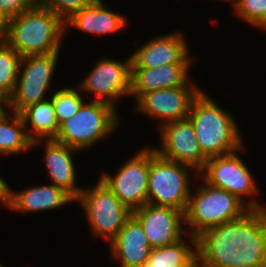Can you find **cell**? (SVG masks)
<instances>
[{
    "label": "cell",
    "instance_id": "277c9868",
    "mask_svg": "<svg viewBox=\"0 0 266 267\" xmlns=\"http://www.w3.org/2000/svg\"><path fill=\"white\" fill-rule=\"evenodd\" d=\"M205 185L190 194L184 213L185 224L189 225L187 232L193 247H197L196 237L203 231L215 226L241 218L250 209L234 194L212 186L204 180Z\"/></svg>",
    "mask_w": 266,
    "mask_h": 267
},
{
    "label": "cell",
    "instance_id": "f546056e",
    "mask_svg": "<svg viewBox=\"0 0 266 267\" xmlns=\"http://www.w3.org/2000/svg\"><path fill=\"white\" fill-rule=\"evenodd\" d=\"M7 105V100L0 94V116L5 112V107Z\"/></svg>",
    "mask_w": 266,
    "mask_h": 267
},
{
    "label": "cell",
    "instance_id": "cb8c5ba5",
    "mask_svg": "<svg viewBox=\"0 0 266 267\" xmlns=\"http://www.w3.org/2000/svg\"><path fill=\"white\" fill-rule=\"evenodd\" d=\"M21 55L0 36V94L8 100L18 78Z\"/></svg>",
    "mask_w": 266,
    "mask_h": 267
},
{
    "label": "cell",
    "instance_id": "7a4b0ae2",
    "mask_svg": "<svg viewBox=\"0 0 266 267\" xmlns=\"http://www.w3.org/2000/svg\"><path fill=\"white\" fill-rule=\"evenodd\" d=\"M65 22L51 10L33 4L27 11L6 21L1 37L21 57L59 52Z\"/></svg>",
    "mask_w": 266,
    "mask_h": 267
},
{
    "label": "cell",
    "instance_id": "5b68a950",
    "mask_svg": "<svg viewBox=\"0 0 266 267\" xmlns=\"http://www.w3.org/2000/svg\"><path fill=\"white\" fill-rule=\"evenodd\" d=\"M115 109L100 101L83 103L75 115L59 125L54 141L79 151L92 147L115 131L119 123Z\"/></svg>",
    "mask_w": 266,
    "mask_h": 267
},
{
    "label": "cell",
    "instance_id": "4fadbf2b",
    "mask_svg": "<svg viewBox=\"0 0 266 267\" xmlns=\"http://www.w3.org/2000/svg\"><path fill=\"white\" fill-rule=\"evenodd\" d=\"M201 91L194 85L148 91L136 99L138 106L135 109L164 125L188 118L192 103Z\"/></svg>",
    "mask_w": 266,
    "mask_h": 267
},
{
    "label": "cell",
    "instance_id": "9c48e42d",
    "mask_svg": "<svg viewBox=\"0 0 266 267\" xmlns=\"http://www.w3.org/2000/svg\"><path fill=\"white\" fill-rule=\"evenodd\" d=\"M236 151L220 155L217 157L208 158L204 169L200 175L208 184L221 188L234 194L240 201L243 196H248L246 206L249 209H265L258 204L253 198L257 194V187L253 180L251 172L246 164L239 158ZM256 193V194H255Z\"/></svg>",
    "mask_w": 266,
    "mask_h": 267
},
{
    "label": "cell",
    "instance_id": "d4e9b609",
    "mask_svg": "<svg viewBox=\"0 0 266 267\" xmlns=\"http://www.w3.org/2000/svg\"><path fill=\"white\" fill-rule=\"evenodd\" d=\"M51 99L59 125L75 115L84 103L80 92L69 87L57 90Z\"/></svg>",
    "mask_w": 266,
    "mask_h": 267
},
{
    "label": "cell",
    "instance_id": "30bf717a",
    "mask_svg": "<svg viewBox=\"0 0 266 267\" xmlns=\"http://www.w3.org/2000/svg\"><path fill=\"white\" fill-rule=\"evenodd\" d=\"M150 147H146L122 164L117 174L102 173L99 178L132 212L148 203Z\"/></svg>",
    "mask_w": 266,
    "mask_h": 267
},
{
    "label": "cell",
    "instance_id": "e0dca14e",
    "mask_svg": "<svg viewBox=\"0 0 266 267\" xmlns=\"http://www.w3.org/2000/svg\"><path fill=\"white\" fill-rule=\"evenodd\" d=\"M191 64H165L156 68H131L130 95L139 98L142 94L158 89L190 86Z\"/></svg>",
    "mask_w": 266,
    "mask_h": 267
},
{
    "label": "cell",
    "instance_id": "8992f818",
    "mask_svg": "<svg viewBox=\"0 0 266 267\" xmlns=\"http://www.w3.org/2000/svg\"><path fill=\"white\" fill-rule=\"evenodd\" d=\"M188 165L161 157L150 148L148 203L168 206L185 213L190 194Z\"/></svg>",
    "mask_w": 266,
    "mask_h": 267
},
{
    "label": "cell",
    "instance_id": "484cf974",
    "mask_svg": "<svg viewBox=\"0 0 266 267\" xmlns=\"http://www.w3.org/2000/svg\"><path fill=\"white\" fill-rule=\"evenodd\" d=\"M234 9L251 25L266 29V0H239Z\"/></svg>",
    "mask_w": 266,
    "mask_h": 267
},
{
    "label": "cell",
    "instance_id": "ac0fdd59",
    "mask_svg": "<svg viewBox=\"0 0 266 267\" xmlns=\"http://www.w3.org/2000/svg\"><path fill=\"white\" fill-rule=\"evenodd\" d=\"M45 142L44 159L52 184L63 189L76 201L83 189L75 186L76 171L71 154L79 150L54 140Z\"/></svg>",
    "mask_w": 266,
    "mask_h": 267
},
{
    "label": "cell",
    "instance_id": "7402d4cb",
    "mask_svg": "<svg viewBox=\"0 0 266 267\" xmlns=\"http://www.w3.org/2000/svg\"><path fill=\"white\" fill-rule=\"evenodd\" d=\"M7 112L0 116V155L17 154L32 147L33 135L27 133L23 119L19 113L12 117Z\"/></svg>",
    "mask_w": 266,
    "mask_h": 267
},
{
    "label": "cell",
    "instance_id": "83f0119b",
    "mask_svg": "<svg viewBox=\"0 0 266 267\" xmlns=\"http://www.w3.org/2000/svg\"><path fill=\"white\" fill-rule=\"evenodd\" d=\"M35 0H0V15L7 21L27 11Z\"/></svg>",
    "mask_w": 266,
    "mask_h": 267
},
{
    "label": "cell",
    "instance_id": "44dd1931",
    "mask_svg": "<svg viewBox=\"0 0 266 267\" xmlns=\"http://www.w3.org/2000/svg\"><path fill=\"white\" fill-rule=\"evenodd\" d=\"M19 114L23 119L25 127H28L27 123H30L31 130L32 132L34 131L32 147L40 144L43 137L45 140L55 139L59 130V124L51 98L32 104Z\"/></svg>",
    "mask_w": 266,
    "mask_h": 267
},
{
    "label": "cell",
    "instance_id": "52a82bcc",
    "mask_svg": "<svg viewBox=\"0 0 266 267\" xmlns=\"http://www.w3.org/2000/svg\"><path fill=\"white\" fill-rule=\"evenodd\" d=\"M82 189L76 200L81 203L84 213L86 212L92 234L105 237L111 242L133 212L100 179L91 190Z\"/></svg>",
    "mask_w": 266,
    "mask_h": 267
},
{
    "label": "cell",
    "instance_id": "3957f363",
    "mask_svg": "<svg viewBox=\"0 0 266 267\" xmlns=\"http://www.w3.org/2000/svg\"><path fill=\"white\" fill-rule=\"evenodd\" d=\"M229 113L201 91L194 99L188 118L191 120L197 143L208 159L244 149L240 131Z\"/></svg>",
    "mask_w": 266,
    "mask_h": 267
},
{
    "label": "cell",
    "instance_id": "7c38bea8",
    "mask_svg": "<svg viewBox=\"0 0 266 267\" xmlns=\"http://www.w3.org/2000/svg\"><path fill=\"white\" fill-rule=\"evenodd\" d=\"M161 148L155 151L163 158L188 165L196 175L204 169L208 160L200 150L194 126L189 118L159 125Z\"/></svg>",
    "mask_w": 266,
    "mask_h": 267
},
{
    "label": "cell",
    "instance_id": "9a60e30c",
    "mask_svg": "<svg viewBox=\"0 0 266 267\" xmlns=\"http://www.w3.org/2000/svg\"><path fill=\"white\" fill-rule=\"evenodd\" d=\"M182 33L152 38L131 54V68H156L165 64H191Z\"/></svg>",
    "mask_w": 266,
    "mask_h": 267
},
{
    "label": "cell",
    "instance_id": "5bb4252c",
    "mask_svg": "<svg viewBox=\"0 0 266 267\" xmlns=\"http://www.w3.org/2000/svg\"><path fill=\"white\" fill-rule=\"evenodd\" d=\"M132 215L141 223L152 249L174 244L182 239L183 231L187 232L182 229L184 213L172 207L147 203Z\"/></svg>",
    "mask_w": 266,
    "mask_h": 267
},
{
    "label": "cell",
    "instance_id": "603a6c76",
    "mask_svg": "<svg viewBox=\"0 0 266 267\" xmlns=\"http://www.w3.org/2000/svg\"><path fill=\"white\" fill-rule=\"evenodd\" d=\"M145 267H197V247L180 241L151 250Z\"/></svg>",
    "mask_w": 266,
    "mask_h": 267
},
{
    "label": "cell",
    "instance_id": "ffe728a7",
    "mask_svg": "<svg viewBox=\"0 0 266 267\" xmlns=\"http://www.w3.org/2000/svg\"><path fill=\"white\" fill-rule=\"evenodd\" d=\"M74 201L63 189L51 185L28 188L19 193L10 190V210L37 212L56 209Z\"/></svg>",
    "mask_w": 266,
    "mask_h": 267
},
{
    "label": "cell",
    "instance_id": "8fae6325",
    "mask_svg": "<svg viewBox=\"0 0 266 267\" xmlns=\"http://www.w3.org/2000/svg\"><path fill=\"white\" fill-rule=\"evenodd\" d=\"M80 90L95 94L94 101L110 104L116 108V100L122 95H130L131 56L126 61L102 58L79 85Z\"/></svg>",
    "mask_w": 266,
    "mask_h": 267
},
{
    "label": "cell",
    "instance_id": "6da1fadb",
    "mask_svg": "<svg viewBox=\"0 0 266 267\" xmlns=\"http://www.w3.org/2000/svg\"><path fill=\"white\" fill-rule=\"evenodd\" d=\"M197 267H266V208L203 231Z\"/></svg>",
    "mask_w": 266,
    "mask_h": 267
},
{
    "label": "cell",
    "instance_id": "2e32d148",
    "mask_svg": "<svg viewBox=\"0 0 266 267\" xmlns=\"http://www.w3.org/2000/svg\"><path fill=\"white\" fill-rule=\"evenodd\" d=\"M109 244L121 267H145L152 250L141 223L133 215Z\"/></svg>",
    "mask_w": 266,
    "mask_h": 267
},
{
    "label": "cell",
    "instance_id": "d6986e66",
    "mask_svg": "<svg viewBox=\"0 0 266 267\" xmlns=\"http://www.w3.org/2000/svg\"><path fill=\"white\" fill-rule=\"evenodd\" d=\"M104 5L102 0H94L66 20L65 27L71 25L81 31L97 35L114 33L124 28L127 25L126 19L108 10L109 8Z\"/></svg>",
    "mask_w": 266,
    "mask_h": 267
},
{
    "label": "cell",
    "instance_id": "1f68e13d",
    "mask_svg": "<svg viewBox=\"0 0 266 267\" xmlns=\"http://www.w3.org/2000/svg\"><path fill=\"white\" fill-rule=\"evenodd\" d=\"M222 1H223V0H222ZM226 1H230V2L232 1L233 4H234V6H236L239 0H226Z\"/></svg>",
    "mask_w": 266,
    "mask_h": 267
},
{
    "label": "cell",
    "instance_id": "ba28073f",
    "mask_svg": "<svg viewBox=\"0 0 266 267\" xmlns=\"http://www.w3.org/2000/svg\"><path fill=\"white\" fill-rule=\"evenodd\" d=\"M58 55L59 52L21 57L16 87L7 100L11 112L20 113L28 106L46 100L45 93L49 90Z\"/></svg>",
    "mask_w": 266,
    "mask_h": 267
},
{
    "label": "cell",
    "instance_id": "4316f807",
    "mask_svg": "<svg viewBox=\"0 0 266 267\" xmlns=\"http://www.w3.org/2000/svg\"><path fill=\"white\" fill-rule=\"evenodd\" d=\"M93 1L94 0H35V4L51 10L65 22L74 13L88 6Z\"/></svg>",
    "mask_w": 266,
    "mask_h": 267
},
{
    "label": "cell",
    "instance_id": "4dcf8cb0",
    "mask_svg": "<svg viewBox=\"0 0 266 267\" xmlns=\"http://www.w3.org/2000/svg\"><path fill=\"white\" fill-rule=\"evenodd\" d=\"M6 25V20L0 15V36L3 34Z\"/></svg>",
    "mask_w": 266,
    "mask_h": 267
},
{
    "label": "cell",
    "instance_id": "f1b7e54d",
    "mask_svg": "<svg viewBox=\"0 0 266 267\" xmlns=\"http://www.w3.org/2000/svg\"><path fill=\"white\" fill-rule=\"evenodd\" d=\"M10 190L11 189L8 187L4 179H1L0 177V201L7 208H9V204H10Z\"/></svg>",
    "mask_w": 266,
    "mask_h": 267
}]
</instances>
